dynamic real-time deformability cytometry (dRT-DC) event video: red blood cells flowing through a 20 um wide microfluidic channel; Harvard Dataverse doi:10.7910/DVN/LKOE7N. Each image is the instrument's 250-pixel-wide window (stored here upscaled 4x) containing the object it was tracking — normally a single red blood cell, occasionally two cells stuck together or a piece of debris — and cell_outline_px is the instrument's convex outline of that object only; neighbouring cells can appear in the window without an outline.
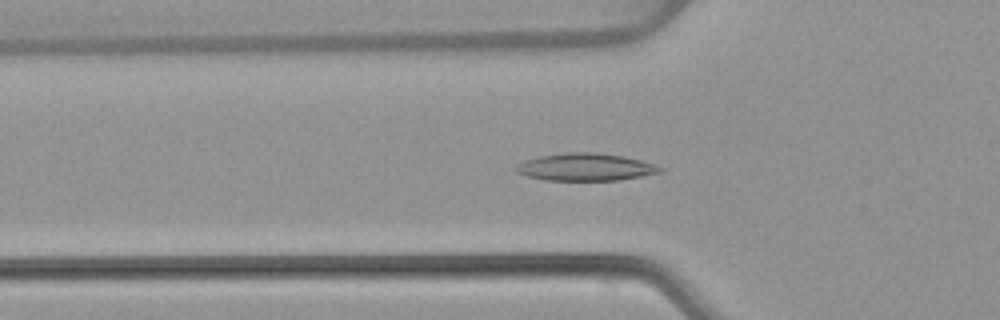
{"species": "common noctule bat (a hibernating species)", "species_latin": "Nyctalus noctula", "temperature_condition": "warm", "stored_images_in_passage": 53, "camera_frame_rate_fps": 3000, "um_per_image_px": 0.085, "animal": {"sex": "female", "body_mass_g": 22.7, "forearm_length_mm": 54.2}, "frame": {"image": 1, "passage_image": 18, "time_ms": 5.667, "image_size_px": [1000, 320], "cell_outline_px": [[664, 168], [660, 172], [620, 180], [544, 180], [528, 176], [516, 172], [516, 164], [524, 160], [540, 156], [568, 152], [596, 152], [624, 156], [640, 160]], "centroid_in_image_um": [49.74, 14.19], "position_along_channel_um": 76.1, "area_um2": 22.89}}
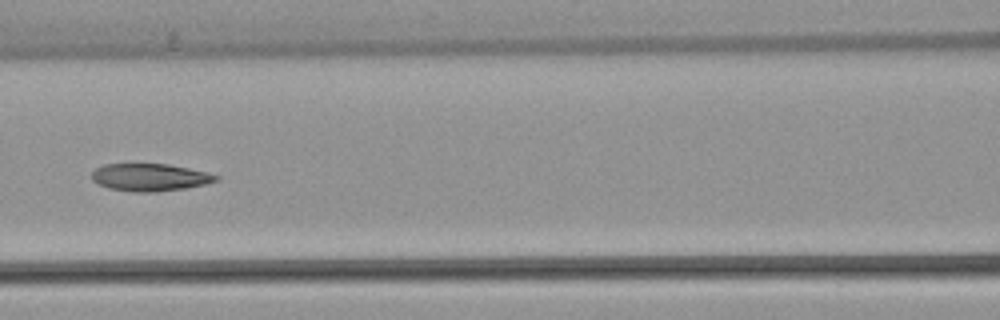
{"frame": {"image": 2, "passage_image": 24, "time_ms": 7.667, "image_size_px": [1000, 320], "cell_outline_px": [[220, 180], [204, 184], [184, 188], [156, 192], [132, 192], [108, 188], [92, 180], [92, 172], [96, 168], [104, 164], [168, 164], [208, 172], [220, 176]], "centroid_in_image_um": [12.76, 15.07], "position_along_channel_um": 153.8, "area_um2": 19.88}}
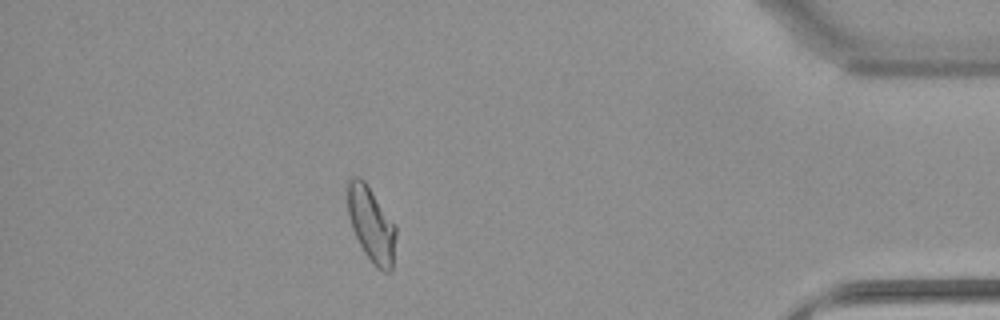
{"frame": {"image": 3, "passage_image": 47, "time_ms": 15.333, "image_size_px": [1000, 320], "cell_outline_px": [[396, 236], [392, 272], [384, 272], [376, 268], [372, 264], [364, 252], [352, 228], [348, 216], [348, 180], [352, 176], [360, 176], [364, 180], [396, 224]], "centroid_in_image_um": [31.58, 19.09], "position_along_channel_um": 403.6, "area_um2": 21.33}, "authors_computed_cell_mechanics": {"area_um2": 21.3282, "velocity_mm_per_s": 3.8604, "shape_relaxation_time_tau1_ms": 10.9081, "shape_relaxation_time_tau2_ms": 2.5389, "deformation_change_tau1": 0.2328, "deformation_change_tau2": 0.0835}}